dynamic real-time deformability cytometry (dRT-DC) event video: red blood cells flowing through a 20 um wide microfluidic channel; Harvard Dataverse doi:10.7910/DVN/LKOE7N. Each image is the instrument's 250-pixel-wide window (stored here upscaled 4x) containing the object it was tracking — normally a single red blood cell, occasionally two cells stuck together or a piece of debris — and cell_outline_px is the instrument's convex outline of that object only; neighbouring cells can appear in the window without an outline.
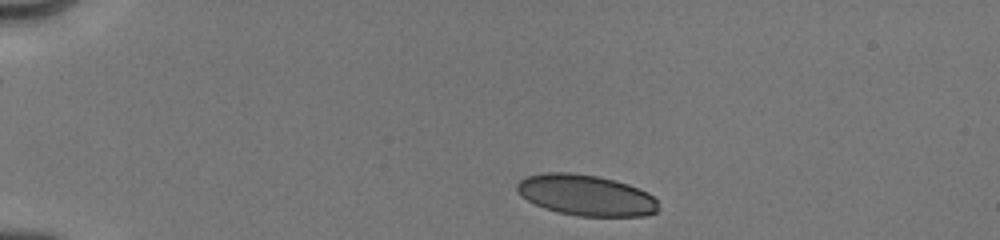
{"species": "human", "species_latin": "Homo sapiens", "temperature_condition": "cold", "stored_images_in_passage": 6, "camera_frame_rate_fps": 3000, "um_per_image_px": 0.085, "donor": {"sex": "male"}, "frame": {"image": 1, "passage_image": 1, "time_ms": 0.0, "image_size_px": [1000, 240], "cell_outline_px": [[660, 208], [656, 212], [644, 216], [580, 216], [560, 212], [544, 208], [520, 196], [516, 192], [516, 184], [524, 176], [544, 172], [572, 172], [596, 176], [628, 184], [648, 192], [656, 200]], "centroid_in_image_um": [49.78, 16.58], "position_along_channel_um": 35.2, "area_um2": 33.81}}
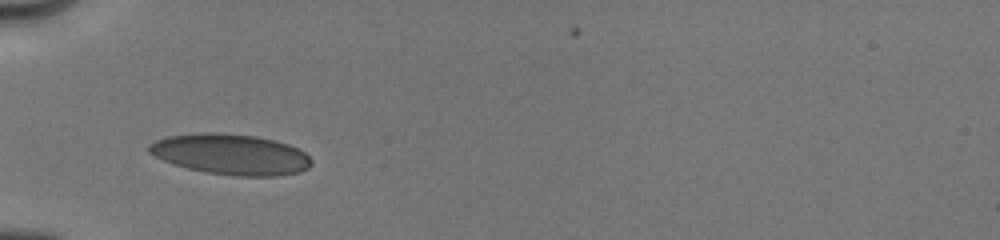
{"frame": {"image": 2, "passage_image": 5, "time_ms": 2.333, "image_size_px": [1000, 240], "cell_outline_px": [[312, 164], [308, 168], [300, 172], [280, 176], [236, 176], [204, 172], [188, 168], [164, 160], [148, 152], [148, 144], [156, 140], [168, 136], [204, 132], [220, 132], [256, 136], [288, 144], [304, 152], [312, 160]], "centroid_in_image_um": [19.63, 13.12], "position_along_channel_um": 65.4, "area_um2": 38.44}}